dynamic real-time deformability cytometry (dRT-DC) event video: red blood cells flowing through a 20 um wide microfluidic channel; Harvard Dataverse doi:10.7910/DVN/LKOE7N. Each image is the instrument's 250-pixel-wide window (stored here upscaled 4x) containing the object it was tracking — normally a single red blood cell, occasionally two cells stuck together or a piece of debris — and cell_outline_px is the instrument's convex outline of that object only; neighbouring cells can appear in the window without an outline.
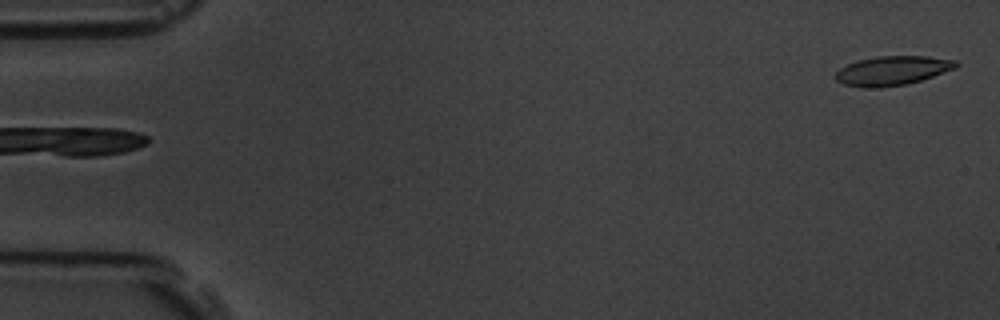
{"species": "common noctule bat (a hibernating species)", "species_latin": "Nyctalus noctula", "temperature_condition": "room temperature", "stored_images_in_passage": 5, "camera_frame_rate_fps": 3000, "um_per_image_px": 0.085, "animal": {"sex": "male", "body_mass_g": 19.5, "forearm_length_mm": 54.6}, "frame": {"image": 1, "passage_image": 5, "time_ms": 4.667, "image_size_px": [1000, 320], "cell_outline_px": [[960, 64], [956, 68], [908, 84], [880, 88], [864, 88], [844, 84], [836, 80], [836, 72], [840, 68], [848, 64], [860, 60], [876, 56], [928, 56], [956, 60]], "centroid_in_image_um": [75.87, 6.01], "position_along_channel_um": 9.1, "area_um2": 20.52}}